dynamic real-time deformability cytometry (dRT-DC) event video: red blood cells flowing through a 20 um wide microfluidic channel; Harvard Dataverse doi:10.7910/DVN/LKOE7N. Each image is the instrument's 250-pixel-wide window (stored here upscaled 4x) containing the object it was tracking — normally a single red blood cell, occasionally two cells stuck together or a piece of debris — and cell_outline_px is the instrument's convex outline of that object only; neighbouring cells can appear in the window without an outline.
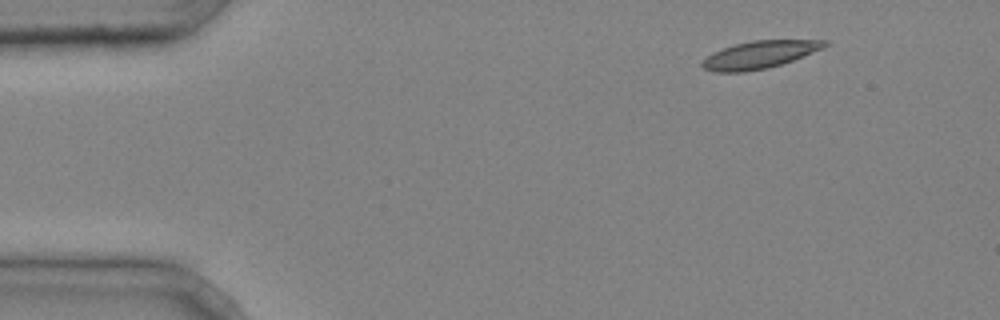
{"species": "common noctule bat (a hibernating species)", "species_latin": "Nyctalus noctula", "temperature_condition": "cold", "stored_images_in_passage": 4, "camera_frame_rate_fps": 3000, "um_per_image_px": 0.085, "animal": {"sex": "male", "body_mass_g": 20.4}, "frame": {"image": 1, "passage_image": 2, "time_ms": 0.333, "image_size_px": [1000, 320], "cell_outline_px": [[828, 44], [824, 48], [792, 60], [768, 68], [744, 72], [716, 72], [704, 68], [700, 64], [712, 52], [736, 44], [752, 40], [828, 40]], "centroid_in_image_um": [64.57, 4.65], "position_along_channel_um": 20.4, "area_um2": 19.42}}
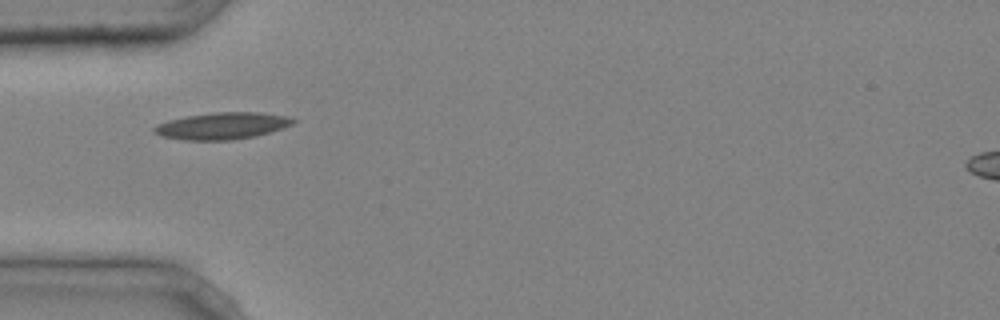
{"frame": {"image": 2, "passage_image": 4, "time_ms": 1.0, "image_size_px": [1000, 320], "cell_outline_px": [[296, 120], [292, 124], [284, 128], [256, 136], [232, 140], [184, 140], [164, 136], [152, 132], [152, 128], [156, 124], [168, 120], [188, 116], [216, 112], [260, 112], [288, 116]], "centroid_in_image_um": [18.9, 10.7], "position_along_channel_um": 66.1, "area_um2": 21.73}}